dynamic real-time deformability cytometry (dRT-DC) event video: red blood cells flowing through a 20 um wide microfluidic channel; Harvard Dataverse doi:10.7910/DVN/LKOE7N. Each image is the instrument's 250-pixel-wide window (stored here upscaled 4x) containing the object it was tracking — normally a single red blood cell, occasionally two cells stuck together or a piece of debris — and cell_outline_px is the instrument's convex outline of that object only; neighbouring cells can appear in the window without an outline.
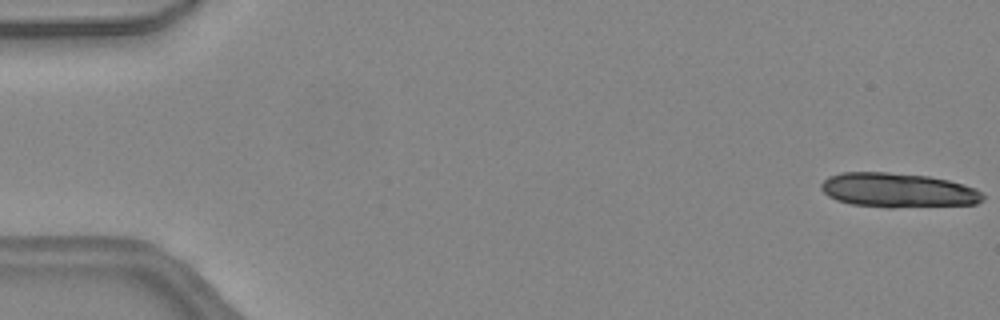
{"species": "common noctule bat (a hibernating species)", "species_latin": "Nyctalus noctula", "temperature_condition": "warm", "stored_images_in_passage": 19, "camera_frame_rate_fps": 3000, "um_per_image_px": 0.085, "animal": {"sex": "female", "body_mass_g": 24.6, "forearm_length_mm": 56.2}, "frame": {"image": 1, "passage_image": 1, "time_ms": 0.0, "image_size_px": [1000, 320], "cell_outline_px": [[984, 200], [976, 204], [892, 208], [888, 208], [852, 204], [836, 200], [828, 196], [820, 188], [820, 184], [828, 176], [840, 172], [888, 172], [928, 176], [948, 180], [964, 184], [976, 188], [984, 196]], "centroid_in_image_um": [76.32, 16.17], "position_along_channel_um": 8.7, "area_um2": 32.77}}
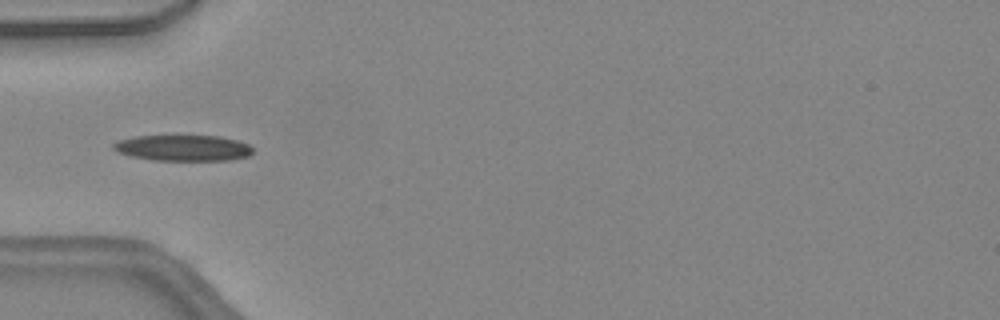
{"frame": {"image": 2, "passage_image": 16, "time_ms": 5.0, "image_size_px": [1000, 320], "cell_outline_px": [[252, 152], [248, 156], [228, 160], [156, 160], [132, 156], [116, 152], [112, 148], [112, 144], [116, 140], [136, 136], [220, 136], [236, 140], [248, 144], [252, 148]], "centroid_in_image_um": [15.52, 12.57], "position_along_channel_um": 69.5, "area_um2": 20.98}}